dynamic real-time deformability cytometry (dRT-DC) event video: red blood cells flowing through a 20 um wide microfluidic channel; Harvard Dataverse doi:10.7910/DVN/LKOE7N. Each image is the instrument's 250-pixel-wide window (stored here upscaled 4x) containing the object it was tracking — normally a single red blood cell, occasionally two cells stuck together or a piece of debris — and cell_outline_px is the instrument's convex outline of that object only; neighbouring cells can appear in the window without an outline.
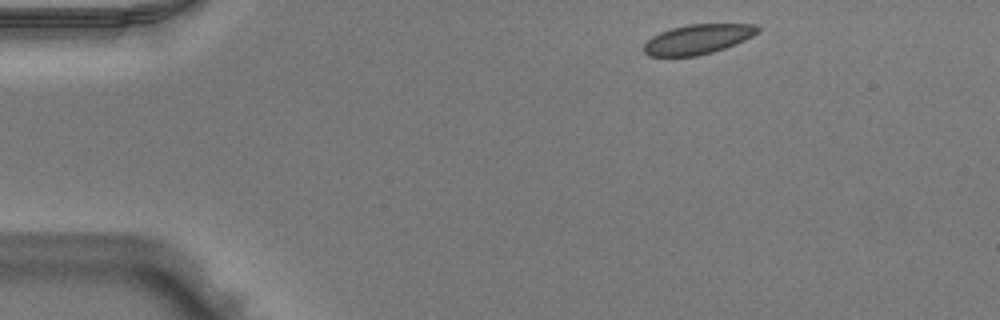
{"species": "Egyptian fruit bat (a non-hibernating species)", "species_latin": "Rousettus aegyptiacus", "temperature_condition": "warm", "stored_images_in_passage": 44, "camera_frame_rate_fps": 3000, "um_per_image_px": 0.085, "animal": {"sex": "male"}, "frame": {"image": 1, "passage_image": 1, "time_ms": 0.0, "image_size_px": [1000, 320], "cell_outline_px": [[760, 32], [744, 40], [724, 48], [712, 52], [696, 56], [648, 56], [644, 52], [644, 44], [652, 36], [660, 32], [672, 28], [688, 24], [756, 24], [760, 28]], "centroid_in_image_um": [59.31, 3.33], "position_along_channel_um": 25.7, "area_um2": 19.65}}
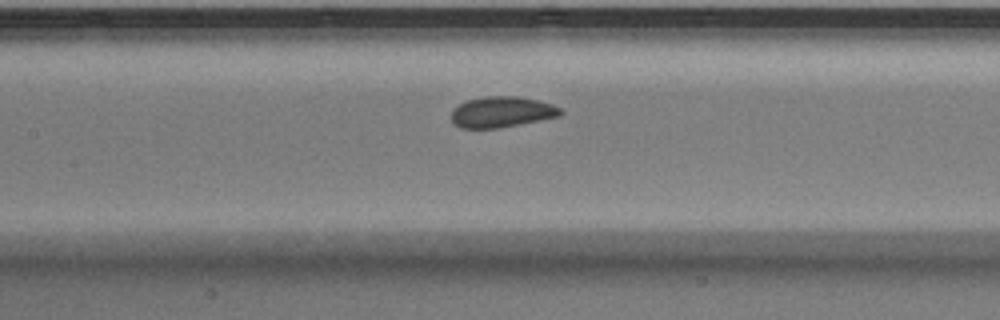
{"frame": {"image": 2, "passage_image": 17, "time_ms": 5.333, "image_size_px": [1000, 320], "cell_outline_px": [[564, 112], [560, 116], [500, 128], [460, 128], [452, 124], [452, 108], [468, 100], [488, 96], [516, 96], [536, 100], [552, 104], [560, 108]], "centroid_in_image_um": [42.64, 9.53], "position_along_channel_um": 164.8, "area_um2": 19.59}}
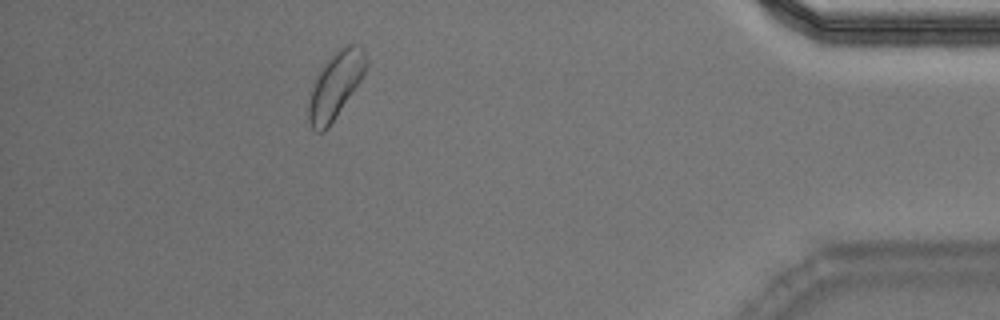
{"frame": {"image": 3, "passage_image": 39, "time_ms": 12.667, "image_size_px": [1000, 320], "cell_outline_px": [[368, 64], [360, 80], [328, 128], [324, 132], [316, 132], [312, 128], [308, 120], [308, 104], [312, 88], [316, 76], [320, 68], [344, 44], [352, 44], [364, 48], [368, 60]], "centroid_in_image_um": [28.51, 7.24], "position_along_channel_um": 406.7, "area_um2": 21.91}, "authors_computed_cell_mechanics": {"area_um2": 19.9988, "velocity_mm_per_s": 3.9453, "shape_relaxation_time_tau1_ms": 1.5491, "shape_relaxation_time_tau2_ms": null, "deformation_change_tau1": 0.05, "deformation_change_tau2": null}}